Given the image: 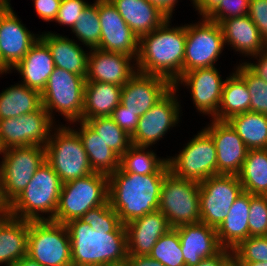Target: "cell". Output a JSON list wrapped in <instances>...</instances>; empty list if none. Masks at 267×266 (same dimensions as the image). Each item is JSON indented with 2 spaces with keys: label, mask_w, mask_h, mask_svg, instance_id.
<instances>
[{
  "label": "cell",
  "mask_w": 267,
  "mask_h": 266,
  "mask_svg": "<svg viewBox=\"0 0 267 266\" xmlns=\"http://www.w3.org/2000/svg\"><path fill=\"white\" fill-rule=\"evenodd\" d=\"M243 266H267L266 262H242Z\"/></svg>",
  "instance_id": "obj_57"
},
{
  "label": "cell",
  "mask_w": 267,
  "mask_h": 266,
  "mask_svg": "<svg viewBox=\"0 0 267 266\" xmlns=\"http://www.w3.org/2000/svg\"><path fill=\"white\" fill-rule=\"evenodd\" d=\"M29 221L9 216L0 221V265L13 266L27 255Z\"/></svg>",
  "instance_id": "obj_30"
},
{
  "label": "cell",
  "mask_w": 267,
  "mask_h": 266,
  "mask_svg": "<svg viewBox=\"0 0 267 266\" xmlns=\"http://www.w3.org/2000/svg\"><path fill=\"white\" fill-rule=\"evenodd\" d=\"M148 150V151H147ZM120 168L126 173L148 175L154 173H168L167 158L158 157L148 147L131 145L120 157Z\"/></svg>",
  "instance_id": "obj_36"
},
{
  "label": "cell",
  "mask_w": 267,
  "mask_h": 266,
  "mask_svg": "<svg viewBox=\"0 0 267 266\" xmlns=\"http://www.w3.org/2000/svg\"><path fill=\"white\" fill-rule=\"evenodd\" d=\"M88 4L85 0H61L54 22L64 26L67 25L72 29L80 13L84 11Z\"/></svg>",
  "instance_id": "obj_45"
},
{
  "label": "cell",
  "mask_w": 267,
  "mask_h": 266,
  "mask_svg": "<svg viewBox=\"0 0 267 266\" xmlns=\"http://www.w3.org/2000/svg\"><path fill=\"white\" fill-rule=\"evenodd\" d=\"M243 192L237 175L217 174L200 183L201 222L217 229Z\"/></svg>",
  "instance_id": "obj_13"
},
{
  "label": "cell",
  "mask_w": 267,
  "mask_h": 266,
  "mask_svg": "<svg viewBox=\"0 0 267 266\" xmlns=\"http://www.w3.org/2000/svg\"><path fill=\"white\" fill-rule=\"evenodd\" d=\"M250 0H221V3L206 17L216 23L229 18L248 15Z\"/></svg>",
  "instance_id": "obj_44"
},
{
  "label": "cell",
  "mask_w": 267,
  "mask_h": 266,
  "mask_svg": "<svg viewBox=\"0 0 267 266\" xmlns=\"http://www.w3.org/2000/svg\"><path fill=\"white\" fill-rule=\"evenodd\" d=\"M13 266H43V265H41L39 262L26 255L22 257L18 262H16Z\"/></svg>",
  "instance_id": "obj_56"
},
{
  "label": "cell",
  "mask_w": 267,
  "mask_h": 266,
  "mask_svg": "<svg viewBox=\"0 0 267 266\" xmlns=\"http://www.w3.org/2000/svg\"><path fill=\"white\" fill-rule=\"evenodd\" d=\"M158 210L172 228L201 222L200 183L180 178L169 171L162 182Z\"/></svg>",
  "instance_id": "obj_8"
},
{
  "label": "cell",
  "mask_w": 267,
  "mask_h": 266,
  "mask_svg": "<svg viewBox=\"0 0 267 266\" xmlns=\"http://www.w3.org/2000/svg\"><path fill=\"white\" fill-rule=\"evenodd\" d=\"M98 13L101 37L97 49L122 53L136 60L139 38L124 21L117 8L110 0H98Z\"/></svg>",
  "instance_id": "obj_18"
},
{
  "label": "cell",
  "mask_w": 267,
  "mask_h": 266,
  "mask_svg": "<svg viewBox=\"0 0 267 266\" xmlns=\"http://www.w3.org/2000/svg\"><path fill=\"white\" fill-rule=\"evenodd\" d=\"M204 130L211 136L217 151V174L237 175L248 148L228 121L210 120Z\"/></svg>",
  "instance_id": "obj_19"
},
{
  "label": "cell",
  "mask_w": 267,
  "mask_h": 266,
  "mask_svg": "<svg viewBox=\"0 0 267 266\" xmlns=\"http://www.w3.org/2000/svg\"><path fill=\"white\" fill-rule=\"evenodd\" d=\"M0 6H11L10 0H0Z\"/></svg>",
  "instance_id": "obj_59"
},
{
  "label": "cell",
  "mask_w": 267,
  "mask_h": 266,
  "mask_svg": "<svg viewBox=\"0 0 267 266\" xmlns=\"http://www.w3.org/2000/svg\"><path fill=\"white\" fill-rule=\"evenodd\" d=\"M71 124L80 126L78 129L72 126V129L81 139L93 172L109 176L120 168V157L106 145L86 121L80 120Z\"/></svg>",
  "instance_id": "obj_28"
},
{
  "label": "cell",
  "mask_w": 267,
  "mask_h": 266,
  "mask_svg": "<svg viewBox=\"0 0 267 266\" xmlns=\"http://www.w3.org/2000/svg\"><path fill=\"white\" fill-rule=\"evenodd\" d=\"M227 121L248 150L267 149V115L248 111L232 116Z\"/></svg>",
  "instance_id": "obj_35"
},
{
  "label": "cell",
  "mask_w": 267,
  "mask_h": 266,
  "mask_svg": "<svg viewBox=\"0 0 267 266\" xmlns=\"http://www.w3.org/2000/svg\"><path fill=\"white\" fill-rule=\"evenodd\" d=\"M225 80L217 68H198L183 73L173 86L178 89L183 84L190 90L196 109L212 119L218 114Z\"/></svg>",
  "instance_id": "obj_17"
},
{
  "label": "cell",
  "mask_w": 267,
  "mask_h": 266,
  "mask_svg": "<svg viewBox=\"0 0 267 266\" xmlns=\"http://www.w3.org/2000/svg\"><path fill=\"white\" fill-rule=\"evenodd\" d=\"M225 42L219 23L201 17L200 21L186 24V46L183 73L198 68L214 67Z\"/></svg>",
  "instance_id": "obj_12"
},
{
  "label": "cell",
  "mask_w": 267,
  "mask_h": 266,
  "mask_svg": "<svg viewBox=\"0 0 267 266\" xmlns=\"http://www.w3.org/2000/svg\"><path fill=\"white\" fill-rule=\"evenodd\" d=\"M220 266H243L242 261L231 251L221 262Z\"/></svg>",
  "instance_id": "obj_55"
},
{
  "label": "cell",
  "mask_w": 267,
  "mask_h": 266,
  "mask_svg": "<svg viewBox=\"0 0 267 266\" xmlns=\"http://www.w3.org/2000/svg\"><path fill=\"white\" fill-rule=\"evenodd\" d=\"M40 38L47 44L55 67L86 77L89 52L74 39L54 32H42Z\"/></svg>",
  "instance_id": "obj_26"
},
{
  "label": "cell",
  "mask_w": 267,
  "mask_h": 266,
  "mask_svg": "<svg viewBox=\"0 0 267 266\" xmlns=\"http://www.w3.org/2000/svg\"><path fill=\"white\" fill-rule=\"evenodd\" d=\"M108 175L92 174L63 183L52 221L66 224L80 219L88 210L108 202Z\"/></svg>",
  "instance_id": "obj_6"
},
{
  "label": "cell",
  "mask_w": 267,
  "mask_h": 266,
  "mask_svg": "<svg viewBox=\"0 0 267 266\" xmlns=\"http://www.w3.org/2000/svg\"><path fill=\"white\" fill-rule=\"evenodd\" d=\"M86 78L61 68H54L41 93L42 106L56 123L58 112L68 123L82 120ZM54 111V112H53Z\"/></svg>",
  "instance_id": "obj_7"
},
{
  "label": "cell",
  "mask_w": 267,
  "mask_h": 266,
  "mask_svg": "<svg viewBox=\"0 0 267 266\" xmlns=\"http://www.w3.org/2000/svg\"><path fill=\"white\" fill-rule=\"evenodd\" d=\"M2 151H3V150H2V147H1V143H0V154L2 153Z\"/></svg>",
  "instance_id": "obj_60"
},
{
  "label": "cell",
  "mask_w": 267,
  "mask_h": 266,
  "mask_svg": "<svg viewBox=\"0 0 267 266\" xmlns=\"http://www.w3.org/2000/svg\"><path fill=\"white\" fill-rule=\"evenodd\" d=\"M34 10L39 18L46 22H53L57 16L61 0H32Z\"/></svg>",
  "instance_id": "obj_48"
},
{
  "label": "cell",
  "mask_w": 267,
  "mask_h": 266,
  "mask_svg": "<svg viewBox=\"0 0 267 266\" xmlns=\"http://www.w3.org/2000/svg\"><path fill=\"white\" fill-rule=\"evenodd\" d=\"M248 16L257 26L260 36L267 43V0H250Z\"/></svg>",
  "instance_id": "obj_46"
},
{
  "label": "cell",
  "mask_w": 267,
  "mask_h": 266,
  "mask_svg": "<svg viewBox=\"0 0 267 266\" xmlns=\"http://www.w3.org/2000/svg\"><path fill=\"white\" fill-rule=\"evenodd\" d=\"M86 82H104L124 86L137 72L136 60L122 53L89 49Z\"/></svg>",
  "instance_id": "obj_21"
},
{
  "label": "cell",
  "mask_w": 267,
  "mask_h": 266,
  "mask_svg": "<svg viewBox=\"0 0 267 266\" xmlns=\"http://www.w3.org/2000/svg\"><path fill=\"white\" fill-rule=\"evenodd\" d=\"M0 181L3 195L11 203L28 185L45 162V147L40 145L11 147L2 151Z\"/></svg>",
  "instance_id": "obj_10"
},
{
  "label": "cell",
  "mask_w": 267,
  "mask_h": 266,
  "mask_svg": "<svg viewBox=\"0 0 267 266\" xmlns=\"http://www.w3.org/2000/svg\"><path fill=\"white\" fill-rule=\"evenodd\" d=\"M246 82L251 95L250 111L267 115V82L255 75L243 62L234 68Z\"/></svg>",
  "instance_id": "obj_40"
},
{
  "label": "cell",
  "mask_w": 267,
  "mask_h": 266,
  "mask_svg": "<svg viewBox=\"0 0 267 266\" xmlns=\"http://www.w3.org/2000/svg\"><path fill=\"white\" fill-rule=\"evenodd\" d=\"M237 176L244 192L252 195H266L267 149L248 150Z\"/></svg>",
  "instance_id": "obj_34"
},
{
  "label": "cell",
  "mask_w": 267,
  "mask_h": 266,
  "mask_svg": "<svg viewBox=\"0 0 267 266\" xmlns=\"http://www.w3.org/2000/svg\"><path fill=\"white\" fill-rule=\"evenodd\" d=\"M51 133L45 145V161L58 174L62 183L93 173L81 139L70 125H57Z\"/></svg>",
  "instance_id": "obj_5"
},
{
  "label": "cell",
  "mask_w": 267,
  "mask_h": 266,
  "mask_svg": "<svg viewBox=\"0 0 267 266\" xmlns=\"http://www.w3.org/2000/svg\"><path fill=\"white\" fill-rule=\"evenodd\" d=\"M176 229L185 266H196L202 259L212 257L223 249L216 229L205 223L183 224Z\"/></svg>",
  "instance_id": "obj_22"
},
{
  "label": "cell",
  "mask_w": 267,
  "mask_h": 266,
  "mask_svg": "<svg viewBox=\"0 0 267 266\" xmlns=\"http://www.w3.org/2000/svg\"><path fill=\"white\" fill-rule=\"evenodd\" d=\"M27 255L43 266H73L66 225L52 220L29 221Z\"/></svg>",
  "instance_id": "obj_9"
},
{
  "label": "cell",
  "mask_w": 267,
  "mask_h": 266,
  "mask_svg": "<svg viewBox=\"0 0 267 266\" xmlns=\"http://www.w3.org/2000/svg\"><path fill=\"white\" fill-rule=\"evenodd\" d=\"M167 157L169 170L176 176L201 183L217 175V151L211 136L202 129L184 145L183 150Z\"/></svg>",
  "instance_id": "obj_11"
},
{
  "label": "cell",
  "mask_w": 267,
  "mask_h": 266,
  "mask_svg": "<svg viewBox=\"0 0 267 266\" xmlns=\"http://www.w3.org/2000/svg\"><path fill=\"white\" fill-rule=\"evenodd\" d=\"M174 86L144 115L139 117L137 128L130 136L131 144L139 147H152L169 129L176 127L182 112Z\"/></svg>",
  "instance_id": "obj_14"
},
{
  "label": "cell",
  "mask_w": 267,
  "mask_h": 266,
  "mask_svg": "<svg viewBox=\"0 0 267 266\" xmlns=\"http://www.w3.org/2000/svg\"><path fill=\"white\" fill-rule=\"evenodd\" d=\"M232 250L223 248L219 253L212 257L202 259L196 266H220L222 260L231 252Z\"/></svg>",
  "instance_id": "obj_53"
},
{
  "label": "cell",
  "mask_w": 267,
  "mask_h": 266,
  "mask_svg": "<svg viewBox=\"0 0 267 266\" xmlns=\"http://www.w3.org/2000/svg\"><path fill=\"white\" fill-rule=\"evenodd\" d=\"M149 256L164 266H185L178 230L171 228L153 246Z\"/></svg>",
  "instance_id": "obj_39"
},
{
  "label": "cell",
  "mask_w": 267,
  "mask_h": 266,
  "mask_svg": "<svg viewBox=\"0 0 267 266\" xmlns=\"http://www.w3.org/2000/svg\"><path fill=\"white\" fill-rule=\"evenodd\" d=\"M128 255H149L158 239L172 227L160 210L147 213L125 225Z\"/></svg>",
  "instance_id": "obj_23"
},
{
  "label": "cell",
  "mask_w": 267,
  "mask_h": 266,
  "mask_svg": "<svg viewBox=\"0 0 267 266\" xmlns=\"http://www.w3.org/2000/svg\"><path fill=\"white\" fill-rule=\"evenodd\" d=\"M191 2L200 17H207L221 3V0H191Z\"/></svg>",
  "instance_id": "obj_50"
},
{
  "label": "cell",
  "mask_w": 267,
  "mask_h": 266,
  "mask_svg": "<svg viewBox=\"0 0 267 266\" xmlns=\"http://www.w3.org/2000/svg\"><path fill=\"white\" fill-rule=\"evenodd\" d=\"M54 68L51 52L47 44L39 38L11 70L14 69L21 75L22 84L42 93Z\"/></svg>",
  "instance_id": "obj_24"
},
{
  "label": "cell",
  "mask_w": 267,
  "mask_h": 266,
  "mask_svg": "<svg viewBox=\"0 0 267 266\" xmlns=\"http://www.w3.org/2000/svg\"><path fill=\"white\" fill-rule=\"evenodd\" d=\"M122 86L104 82H86L82 120L111 116L121 103Z\"/></svg>",
  "instance_id": "obj_31"
},
{
  "label": "cell",
  "mask_w": 267,
  "mask_h": 266,
  "mask_svg": "<svg viewBox=\"0 0 267 266\" xmlns=\"http://www.w3.org/2000/svg\"><path fill=\"white\" fill-rule=\"evenodd\" d=\"M170 23L168 18L139 38L135 64L138 72L165 77L173 84L183 74L186 24L171 27Z\"/></svg>",
  "instance_id": "obj_1"
},
{
  "label": "cell",
  "mask_w": 267,
  "mask_h": 266,
  "mask_svg": "<svg viewBox=\"0 0 267 266\" xmlns=\"http://www.w3.org/2000/svg\"><path fill=\"white\" fill-rule=\"evenodd\" d=\"M110 1L138 38L151 33L168 19L147 0Z\"/></svg>",
  "instance_id": "obj_27"
},
{
  "label": "cell",
  "mask_w": 267,
  "mask_h": 266,
  "mask_svg": "<svg viewBox=\"0 0 267 266\" xmlns=\"http://www.w3.org/2000/svg\"><path fill=\"white\" fill-rule=\"evenodd\" d=\"M86 122L119 157L132 145L130 136L110 116L95 117L87 119Z\"/></svg>",
  "instance_id": "obj_37"
},
{
  "label": "cell",
  "mask_w": 267,
  "mask_h": 266,
  "mask_svg": "<svg viewBox=\"0 0 267 266\" xmlns=\"http://www.w3.org/2000/svg\"><path fill=\"white\" fill-rule=\"evenodd\" d=\"M15 13L12 6H0V75L10 73L40 38Z\"/></svg>",
  "instance_id": "obj_16"
},
{
  "label": "cell",
  "mask_w": 267,
  "mask_h": 266,
  "mask_svg": "<svg viewBox=\"0 0 267 266\" xmlns=\"http://www.w3.org/2000/svg\"><path fill=\"white\" fill-rule=\"evenodd\" d=\"M152 5L156 6L163 14L172 19L173 11L178 3V0H147Z\"/></svg>",
  "instance_id": "obj_52"
},
{
  "label": "cell",
  "mask_w": 267,
  "mask_h": 266,
  "mask_svg": "<svg viewBox=\"0 0 267 266\" xmlns=\"http://www.w3.org/2000/svg\"><path fill=\"white\" fill-rule=\"evenodd\" d=\"M65 225L71 241L73 266H104L126 261L127 233L122 223L115 230H94L81 219Z\"/></svg>",
  "instance_id": "obj_3"
},
{
  "label": "cell",
  "mask_w": 267,
  "mask_h": 266,
  "mask_svg": "<svg viewBox=\"0 0 267 266\" xmlns=\"http://www.w3.org/2000/svg\"><path fill=\"white\" fill-rule=\"evenodd\" d=\"M250 193L242 192L234 201L227 217L216 229L220 245L234 249L241 241L249 237Z\"/></svg>",
  "instance_id": "obj_29"
},
{
  "label": "cell",
  "mask_w": 267,
  "mask_h": 266,
  "mask_svg": "<svg viewBox=\"0 0 267 266\" xmlns=\"http://www.w3.org/2000/svg\"><path fill=\"white\" fill-rule=\"evenodd\" d=\"M104 266H129L127 261L119 262V263H111Z\"/></svg>",
  "instance_id": "obj_58"
},
{
  "label": "cell",
  "mask_w": 267,
  "mask_h": 266,
  "mask_svg": "<svg viewBox=\"0 0 267 266\" xmlns=\"http://www.w3.org/2000/svg\"><path fill=\"white\" fill-rule=\"evenodd\" d=\"M10 216V203L3 195L2 184L0 181V221L7 219Z\"/></svg>",
  "instance_id": "obj_54"
},
{
  "label": "cell",
  "mask_w": 267,
  "mask_h": 266,
  "mask_svg": "<svg viewBox=\"0 0 267 266\" xmlns=\"http://www.w3.org/2000/svg\"><path fill=\"white\" fill-rule=\"evenodd\" d=\"M126 261L129 266H164L159 261L152 259L149 255H128Z\"/></svg>",
  "instance_id": "obj_51"
},
{
  "label": "cell",
  "mask_w": 267,
  "mask_h": 266,
  "mask_svg": "<svg viewBox=\"0 0 267 266\" xmlns=\"http://www.w3.org/2000/svg\"><path fill=\"white\" fill-rule=\"evenodd\" d=\"M94 230H115L120 224L119 216L109 201L97 208L88 210L81 218Z\"/></svg>",
  "instance_id": "obj_42"
},
{
  "label": "cell",
  "mask_w": 267,
  "mask_h": 266,
  "mask_svg": "<svg viewBox=\"0 0 267 266\" xmlns=\"http://www.w3.org/2000/svg\"><path fill=\"white\" fill-rule=\"evenodd\" d=\"M42 106L41 93L16 83L0 93V120L34 112Z\"/></svg>",
  "instance_id": "obj_32"
},
{
  "label": "cell",
  "mask_w": 267,
  "mask_h": 266,
  "mask_svg": "<svg viewBox=\"0 0 267 266\" xmlns=\"http://www.w3.org/2000/svg\"><path fill=\"white\" fill-rule=\"evenodd\" d=\"M249 236H267V196L250 194Z\"/></svg>",
  "instance_id": "obj_43"
},
{
  "label": "cell",
  "mask_w": 267,
  "mask_h": 266,
  "mask_svg": "<svg viewBox=\"0 0 267 266\" xmlns=\"http://www.w3.org/2000/svg\"><path fill=\"white\" fill-rule=\"evenodd\" d=\"M225 46L247 56L257 55L262 52L267 43L260 36L259 30L248 15L229 18L219 23Z\"/></svg>",
  "instance_id": "obj_25"
},
{
  "label": "cell",
  "mask_w": 267,
  "mask_h": 266,
  "mask_svg": "<svg viewBox=\"0 0 267 266\" xmlns=\"http://www.w3.org/2000/svg\"><path fill=\"white\" fill-rule=\"evenodd\" d=\"M166 174L138 175L118 168L108 176V201L123 225L158 210Z\"/></svg>",
  "instance_id": "obj_2"
},
{
  "label": "cell",
  "mask_w": 267,
  "mask_h": 266,
  "mask_svg": "<svg viewBox=\"0 0 267 266\" xmlns=\"http://www.w3.org/2000/svg\"><path fill=\"white\" fill-rule=\"evenodd\" d=\"M172 87L173 84L165 77L137 71L122 86L121 104L127 110L141 117Z\"/></svg>",
  "instance_id": "obj_20"
},
{
  "label": "cell",
  "mask_w": 267,
  "mask_h": 266,
  "mask_svg": "<svg viewBox=\"0 0 267 266\" xmlns=\"http://www.w3.org/2000/svg\"><path fill=\"white\" fill-rule=\"evenodd\" d=\"M56 126L43 106L16 118L2 119L0 120L2 150L31 145L45 147Z\"/></svg>",
  "instance_id": "obj_15"
},
{
  "label": "cell",
  "mask_w": 267,
  "mask_h": 266,
  "mask_svg": "<svg viewBox=\"0 0 267 266\" xmlns=\"http://www.w3.org/2000/svg\"><path fill=\"white\" fill-rule=\"evenodd\" d=\"M250 101L251 95L246 82L233 71L225 79L218 114L213 119L227 121L232 116L248 112Z\"/></svg>",
  "instance_id": "obj_33"
},
{
  "label": "cell",
  "mask_w": 267,
  "mask_h": 266,
  "mask_svg": "<svg viewBox=\"0 0 267 266\" xmlns=\"http://www.w3.org/2000/svg\"><path fill=\"white\" fill-rule=\"evenodd\" d=\"M72 33L76 35L77 40L88 49L97 48L101 37V26L98 13V0L89 3L80 16L77 18Z\"/></svg>",
  "instance_id": "obj_38"
},
{
  "label": "cell",
  "mask_w": 267,
  "mask_h": 266,
  "mask_svg": "<svg viewBox=\"0 0 267 266\" xmlns=\"http://www.w3.org/2000/svg\"><path fill=\"white\" fill-rule=\"evenodd\" d=\"M232 252L242 262H266L267 236H249L232 249Z\"/></svg>",
  "instance_id": "obj_41"
},
{
  "label": "cell",
  "mask_w": 267,
  "mask_h": 266,
  "mask_svg": "<svg viewBox=\"0 0 267 266\" xmlns=\"http://www.w3.org/2000/svg\"><path fill=\"white\" fill-rule=\"evenodd\" d=\"M62 185L58 174L45 161L10 203V216L28 221L53 220Z\"/></svg>",
  "instance_id": "obj_4"
},
{
  "label": "cell",
  "mask_w": 267,
  "mask_h": 266,
  "mask_svg": "<svg viewBox=\"0 0 267 266\" xmlns=\"http://www.w3.org/2000/svg\"><path fill=\"white\" fill-rule=\"evenodd\" d=\"M251 58L257 59V62L255 63L253 61H243V63L259 78L263 79L265 82H267V47L260 52L257 55H253Z\"/></svg>",
  "instance_id": "obj_49"
},
{
  "label": "cell",
  "mask_w": 267,
  "mask_h": 266,
  "mask_svg": "<svg viewBox=\"0 0 267 266\" xmlns=\"http://www.w3.org/2000/svg\"><path fill=\"white\" fill-rule=\"evenodd\" d=\"M110 117L129 136H131L137 128L139 117L127 110L121 103L113 110Z\"/></svg>",
  "instance_id": "obj_47"
}]
</instances>
